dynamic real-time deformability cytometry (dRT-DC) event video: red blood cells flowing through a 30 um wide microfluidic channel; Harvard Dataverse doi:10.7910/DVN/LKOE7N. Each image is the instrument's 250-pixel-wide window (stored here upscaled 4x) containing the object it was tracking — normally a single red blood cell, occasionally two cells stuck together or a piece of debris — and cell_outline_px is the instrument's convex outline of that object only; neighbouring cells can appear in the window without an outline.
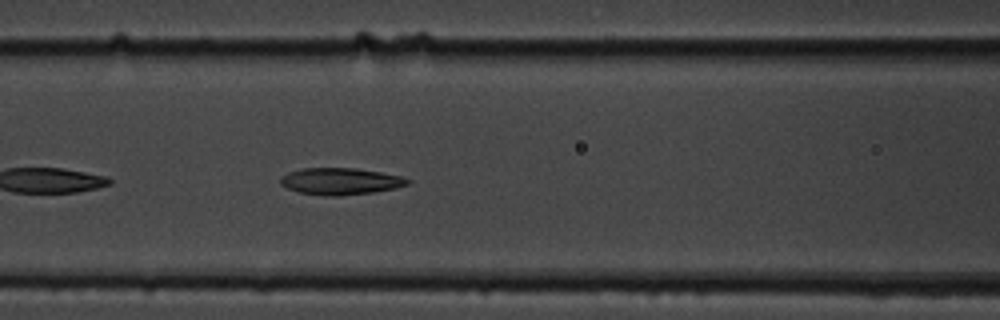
{"species": "common noctule bat (a hibernating species)", "species_latin": "Nyctalus noctula", "temperature_condition": "cold", "stored_images_in_passage": 31, "camera_frame_rate_fps": 3000, "um_per_image_px": 0.085, "animal": {"sex": "male", "body_mass_g": 19.5, "forearm_length_mm": 54.6}, "frame": {"image": 1, "passage_image": 8, "time_ms": 2.333, "image_size_px": [1000, 320], "cell_outline_px": [[412, 180], [408, 184], [396, 188], [372, 192], [340, 196], [324, 196], [300, 192], [288, 188], [280, 184], [280, 176], [288, 172], [304, 168], [356, 168], [404, 176]], "centroid_in_image_um": [28.96, 15.4], "position_along_channel_um": 137.6, "area_um2": 19.94}}
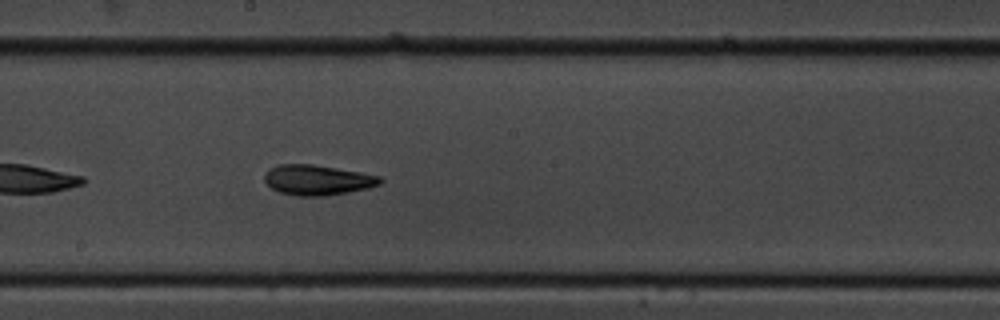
{"frame": {"image": 2, "passage_image": 15, "time_ms": 4.667, "image_size_px": [1000, 320], "cell_outline_px": [[384, 180], [380, 184], [368, 188], [348, 192], [324, 196], [296, 196], [280, 192], [272, 188], [264, 180], [264, 176], [268, 168], [276, 164], [312, 164], [360, 172], [380, 176]], "centroid_in_image_um": [26.97, 15.29], "position_along_channel_um": 221.2, "area_um2": 20.4}}
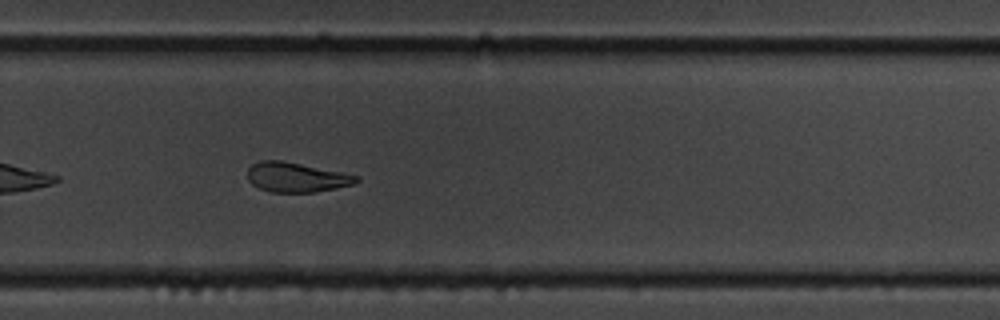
{"frame": {"image": 3, "passage_image": 22, "time_ms": 7.0, "image_size_px": [1000, 320], "cell_outline_px": [[360, 180], [352, 184], [336, 188], [316, 192], [272, 192], [260, 188], [252, 184], [248, 180], [248, 168], [252, 164], [260, 160], [280, 160], [344, 172], [360, 176]], "centroid_in_image_um": [25.2, 15.06], "position_along_channel_um": 304.6, "area_um2": 18.84}, "authors_computed_cell_mechanics": {"area_um2": 20.1722, "velocity_mm_per_s": 3.5866, "shape_relaxation_time_tau1_ms": 5.976, "shape_relaxation_time_tau2_ms": 5.1596, "deformation_change_tau1": 0.1711, "deformation_change_tau2": 0.1299}}